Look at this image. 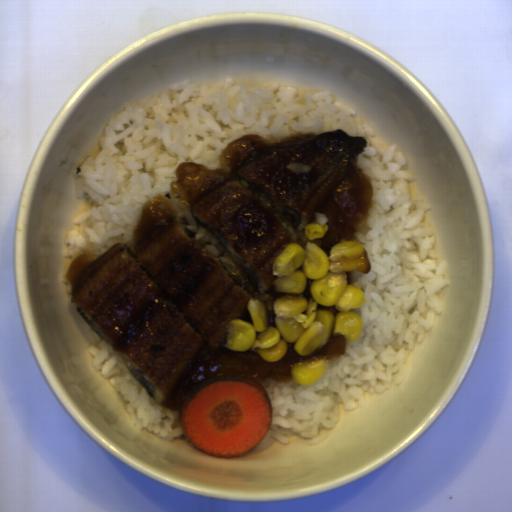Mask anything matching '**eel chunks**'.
<instances>
[{
  "label": "eel chunks",
  "instance_id": "4dd315ae",
  "mask_svg": "<svg viewBox=\"0 0 512 512\" xmlns=\"http://www.w3.org/2000/svg\"><path fill=\"white\" fill-rule=\"evenodd\" d=\"M367 145L342 128L276 141L255 132L227 143L216 169L182 161L168 191L144 201L129 241L96 260H71L69 302L169 411L220 375L285 384L295 362L336 361L347 350L341 334L306 356L287 342L277 362L226 344L233 319L252 324L250 299L276 327L273 303L284 294L274 287V263L291 243L305 248L315 215L326 214L325 237L314 240L328 256L367 231L375 204L372 176L359 165Z\"/></svg>",
  "mask_w": 512,
  "mask_h": 512
}]
</instances>
